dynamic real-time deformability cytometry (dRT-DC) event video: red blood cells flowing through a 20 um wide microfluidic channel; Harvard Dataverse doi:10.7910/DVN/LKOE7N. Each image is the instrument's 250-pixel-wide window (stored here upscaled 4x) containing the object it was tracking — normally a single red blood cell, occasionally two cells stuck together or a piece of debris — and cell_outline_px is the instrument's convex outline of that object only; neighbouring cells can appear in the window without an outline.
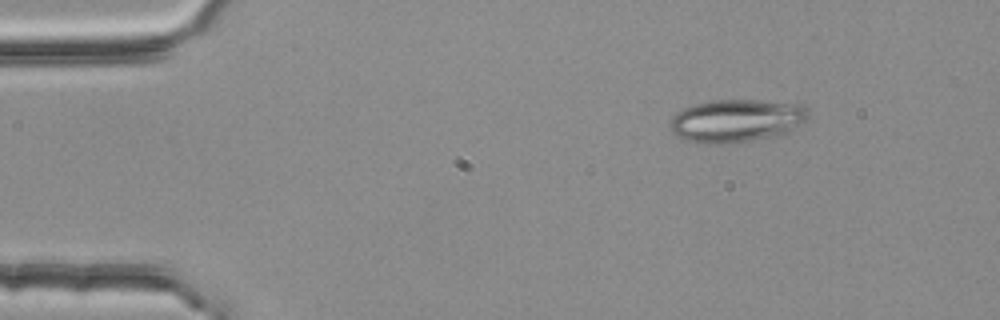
{"species": "common noctule bat (a hibernating species)", "species_latin": "Nyctalus noctula", "temperature_condition": "room temperature", "stored_images_in_passage": 5, "camera_frame_rate_fps": 3000, "um_per_image_px": 0.085, "animal": {"sex": "female", "body_mass_g": 25.1}, "frame": {"image": 1, "passage_image": 5, "time_ms": 1.333, "image_size_px": [1000, 320], "cell_outline_px": [[808, 120], [784, 132], [768, 136], [748, 140], [688, 140], [676, 136], [672, 132], [668, 124], [672, 116], [676, 112], [684, 108], [696, 104], [712, 100], [760, 100], [804, 104], [808, 108]], "centroid_in_image_um": [62.61, 10.17], "position_along_channel_um": 22.4, "area_um2": 33.23}}